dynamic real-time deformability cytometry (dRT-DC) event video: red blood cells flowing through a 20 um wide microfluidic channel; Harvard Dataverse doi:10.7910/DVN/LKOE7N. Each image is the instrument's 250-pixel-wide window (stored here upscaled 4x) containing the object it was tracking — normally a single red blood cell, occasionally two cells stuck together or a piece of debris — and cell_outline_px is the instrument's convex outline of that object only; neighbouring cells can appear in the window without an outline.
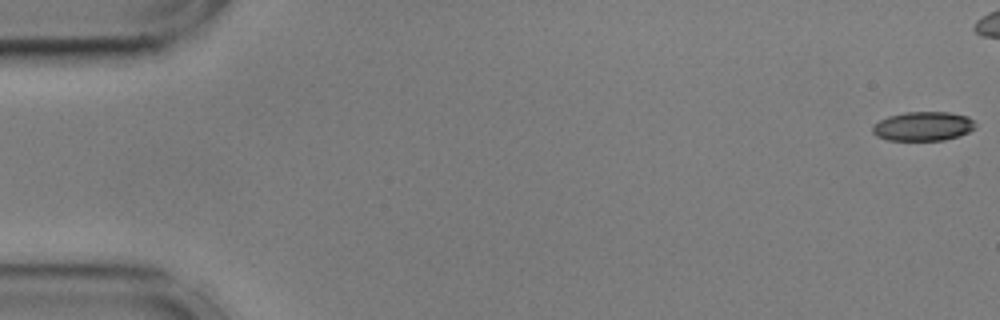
{"species": "common noctule bat (a hibernating species)", "species_latin": "Nyctalus noctula", "temperature_condition": "cold", "stored_images_in_passage": 46, "camera_frame_rate_fps": 3000, "um_per_image_px": 0.085, "animal": {"sex": "male", "body_mass_g": 17.9, "forearm_length_mm": 54.2}, "frame": {"image": 1, "passage_image": 1, "time_ms": 0.0, "image_size_px": [1000, 320], "cell_outline_px": [[976, 128], [960, 136], [944, 140], [888, 140], [876, 136], [872, 132], [872, 124], [888, 116], [904, 112], [948, 112], [968, 116], [976, 124]], "centroid_in_image_um": [78.46, 10.73], "position_along_channel_um": 6.5, "area_um2": 17.63}}
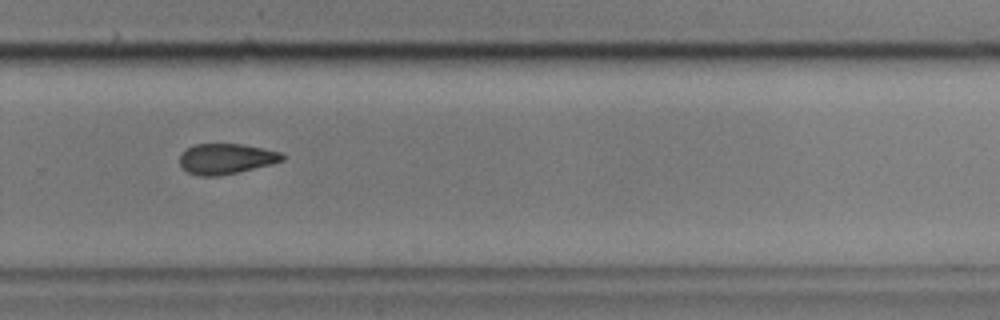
{"frame": {"image": 2, "passage_image": 38, "time_ms": 12.333, "image_size_px": [1000, 320], "cell_outline_px": [[284, 160], [236, 172], [216, 176], [200, 176], [188, 172], [180, 164], [180, 156], [188, 148], [196, 144], [240, 144], [280, 152], [284, 156]], "centroid_in_image_um": [19.19, 13.49], "position_along_channel_um": 310.6, "area_um2": 17.63}}
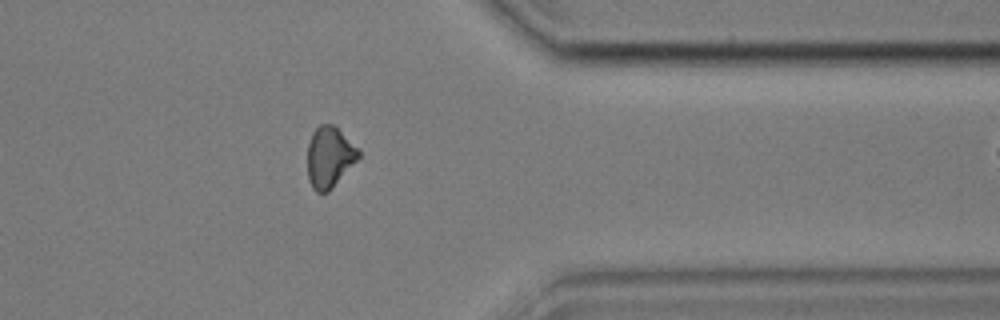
{"frame": {"image": 3, "passage_image": 45, "time_ms": 14.667, "image_size_px": [1000, 320], "cell_outline_px": [[360, 156], [332, 188], [328, 192], [316, 192], [312, 188], [308, 180], [308, 144], [312, 132], [320, 124], [332, 124], [360, 148]], "centroid_in_image_um": [28.0, 13.35], "position_along_channel_um": 383.4, "area_um2": 18.09}}